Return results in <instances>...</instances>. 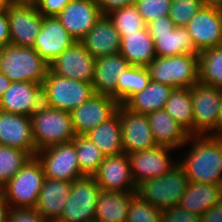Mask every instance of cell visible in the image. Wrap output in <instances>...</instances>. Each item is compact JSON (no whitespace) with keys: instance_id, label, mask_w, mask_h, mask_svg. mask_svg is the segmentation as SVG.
<instances>
[{"instance_id":"obj_35","label":"cell","mask_w":222,"mask_h":222,"mask_svg":"<svg viewBox=\"0 0 222 222\" xmlns=\"http://www.w3.org/2000/svg\"><path fill=\"white\" fill-rule=\"evenodd\" d=\"M71 142L75 145L81 174L83 176H93L105 156L85 135H77Z\"/></svg>"},{"instance_id":"obj_5","label":"cell","mask_w":222,"mask_h":222,"mask_svg":"<svg viewBox=\"0 0 222 222\" xmlns=\"http://www.w3.org/2000/svg\"><path fill=\"white\" fill-rule=\"evenodd\" d=\"M45 174L41 162L37 157H31L21 170L11 178L2 188L11 209L35 208Z\"/></svg>"},{"instance_id":"obj_41","label":"cell","mask_w":222,"mask_h":222,"mask_svg":"<svg viewBox=\"0 0 222 222\" xmlns=\"http://www.w3.org/2000/svg\"><path fill=\"white\" fill-rule=\"evenodd\" d=\"M162 222H201V216L176 205L162 210Z\"/></svg>"},{"instance_id":"obj_27","label":"cell","mask_w":222,"mask_h":222,"mask_svg":"<svg viewBox=\"0 0 222 222\" xmlns=\"http://www.w3.org/2000/svg\"><path fill=\"white\" fill-rule=\"evenodd\" d=\"M136 192L101 191L95 209V222H126Z\"/></svg>"},{"instance_id":"obj_31","label":"cell","mask_w":222,"mask_h":222,"mask_svg":"<svg viewBox=\"0 0 222 222\" xmlns=\"http://www.w3.org/2000/svg\"><path fill=\"white\" fill-rule=\"evenodd\" d=\"M154 41L156 57H169L182 54H197L190 33L184 26L164 34H150Z\"/></svg>"},{"instance_id":"obj_2","label":"cell","mask_w":222,"mask_h":222,"mask_svg":"<svg viewBox=\"0 0 222 222\" xmlns=\"http://www.w3.org/2000/svg\"><path fill=\"white\" fill-rule=\"evenodd\" d=\"M49 71V64L33 47L8 44L0 49V72L11 82L42 84Z\"/></svg>"},{"instance_id":"obj_48","label":"cell","mask_w":222,"mask_h":222,"mask_svg":"<svg viewBox=\"0 0 222 222\" xmlns=\"http://www.w3.org/2000/svg\"><path fill=\"white\" fill-rule=\"evenodd\" d=\"M11 207L5 197L0 193V222H8Z\"/></svg>"},{"instance_id":"obj_24","label":"cell","mask_w":222,"mask_h":222,"mask_svg":"<svg viewBox=\"0 0 222 222\" xmlns=\"http://www.w3.org/2000/svg\"><path fill=\"white\" fill-rule=\"evenodd\" d=\"M129 66L126 58L120 53L96 59L92 81L94 94L111 96L117 100L118 78Z\"/></svg>"},{"instance_id":"obj_3","label":"cell","mask_w":222,"mask_h":222,"mask_svg":"<svg viewBox=\"0 0 222 222\" xmlns=\"http://www.w3.org/2000/svg\"><path fill=\"white\" fill-rule=\"evenodd\" d=\"M33 137L37 151L71 142L75 130L70 112L43 105L30 116Z\"/></svg>"},{"instance_id":"obj_30","label":"cell","mask_w":222,"mask_h":222,"mask_svg":"<svg viewBox=\"0 0 222 222\" xmlns=\"http://www.w3.org/2000/svg\"><path fill=\"white\" fill-rule=\"evenodd\" d=\"M172 90L168 85L150 81L143 91L133 94L123 105L132 112L147 115L163 110Z\"/></svg>"},{"instance_id":"obj_42","label":"cell","mask_w":222,"mask_h":222,"mask_svg":"<svg viewBox=\"0 0 222 222\" xmlns=\"http://www.w3.org/2000/svg\"><path fill=\"white\" fill-rule=\"evenodd\" d=\"M8 222H46L34 208L11 209Z\"/></svg>"},{"instance_id":"obj_18","label":"cell","mask_w":222,"mask_h":222,"mask_svg":"<svg viewBox=\"0 0 222 222\" xmlns=\"http://www.w3.org/2000/svg\"><path fill=\"white\" fill-rule=\"evenodd\" d=\"M44 105L42 84L12 82L0 98V110L31 116Z\"/></svg>"},{"instance_id":"obj_50","label":"cell","mask_w":222,"mask_h":222,"mask_svg":"<svg viewBox=\"0 0 222 222\" xmlns=\"http://www.w3.org/2000/svg\"><path fill=\"white\" fill-rule=\"evenodd\" d=\"M204 6H214L222 8V0H200Z\"/></svg>"},{"instance_id":"obj_10","label":"cell","mask_w":222,"mask_h":222,"mask_svg":"<svg viewBox=\"0 0 222 222\" xmlns=\"http://www.w3.org/2000/svg\"><path fill=\"white\" fill-rule=\"evenodd\" d=\"M36 157L43 166L45 178L73 182L83 177L72 142L37 151Z\"/></svg>"},{"instance_id":"obj_11","label":"cell","mask_w":222,"mask_h":222,"mask_svg":"<svg viewBox=\"0 0 222 222\" xmlns=\"http://www.w3.org/2000/svg\"><path fill=\"white\" fill-rule=\"evenodd\" d=\"M196 53L222 46V8L203 6L185 26Z\"/></svg>"},{"instance_id":"obj_16","label":"cell","mask_w":222,"mask_h":222,"mask_svg":"<svg viewBox=\"0 0 222 222\" xmlns=\"http://www.w3.org/2000/svg\"><path fill=\"white\" fill-rule=\"evenodd\" d=\"M96 59L76 41L49 64V69L62 77L92 83Z\"/></svg>"},{"instance_id":"obj_20","label":"cell","mask_w":222,"mask_h":222,"mask_svg":"<svg viewBox=\"0 0 222 222\" xmlns=\"http://www.w3.org/2000/svg\"><path fill=\"white\" fill-rule=\"evenodd\" d=\"M75 42L76 40L61 25L57 16H45L33 48L50 64Z\"/></svg>"},{"instance_id":"obj_45","label":"cell","mask_w":222,"mask_h":222,"mask_svg":"<svg viewBox=\"0 0 222 222\" xmlns=\"http://www.w3.org/2000/svg\"><path fill=\"white\" fill-rule=\"evenodd\" d=\"M101 14L107 15L112 10L122 8L126 5L135 4L136 0H97Z\"/></svg>"},{"instance_id":"obj_4","label":"cell","mask_w":222,"mask_h":222,"mask_svg":"<svg viewBox=\"0 0 222 222\" xmlns=\"http://www.w3.org/2000/svg\"><path fill=\"white\" fill-rule=\"evenodd\" d=\"M188 183L182 166L177 163L165 175L141 182L136 194L155 208L165 210L180 203Z\"/></svg>"},{"instance_id":"obj_28","label":"cell","mask_w":222,"mask_h":222,"mask_svg":"<svg viewBox=\"0 0 222 222\" xmlns=\"http://www.w3.org/2000/svg\"><path fill=\"white\" fill-rule=\"evenodd\" d=\"M222 199V186L189 181L178 204L184 210L202 216Z\"/></svg>"},{"instance_id":"obj_14","label":"cell","mask_w":222,"mask_h":222,"mask_svg":"<svg viewBox=\"0 0 222 222\" xmlns=\"http://www.w3.org/2000/svg\"><path fill=\"white\" fill-rule=\"evenodd\" d=\"M118 106V101L111 96L92 95L70 112L76 136L85 135L107 121L117 112Z\"/></svg>"},{"instance_id":"obj_40","label":"cell","mask_w":222,"mask_h":222,"mask_svg":"<svg viewBox=\"0 0 222 222\" xmlns=\"http://www.w3.org/2000/svg\"><path fill=\"white\" fill-rule=\"evenodd\" d=\"M172 0H136L135 5L145 24L169 16Z\"/></svg>"},{"instance_id":"obj_53","label":"cell","mask_w":222,"mask_h":222,"mask_svg":"<svg viewBox=\"0 0 222 222\" xmlns=\"http://www.w3.org/2000/svg\"><path fill=\"white\" fill-rule=\"evenodd\" d=\"M11 0H0V14L6 13Z\"/></svg>"},{"instance_id":"obj_36","label":"cell","mask_w":222,"mask_h":222,"mask_svg":"<svg viewBox=\"0 0 222 222\" xmlns=\"http://www.w3.org/2000/svg\"><path fill=\"white\" fill-rule=\"evenodd\" d=\"M107 16L112 21L121 38L125 34H132L147 27L135 4L112 10Z\"/></svg>"},{"instance_id":"obj_39","label":"cell","mask_w":222,"mask_h":222,"mask_svg":"<svg viewBox=\"0 0 222 222\" xmlns=\"http://www.w3.org/2000/svg\"><path fill=\"white\" fill-rule=\"evenodd\" d=\"M203 6L200 0H172L169 18L175 26L185 27Z\"/></svg>"},{"instance_id":"obj_43","label":"cell","mask_w":222,"mask_h":222,"mask_svg":"<svg viewBox=\"0 0 222 222\" xmlns=\"http://www.w3.org/2000/svg\"><path fill=\"white\" fill-rule=\"evenodd\" d=\"M71 1L73 0H40L36 7L44 17L57 16Z\"/></svg>"},{"instance_id":"obj_32","label":"cell","mask_w":222,"mask_h":222,"mask_svg":"<svg viewBox=\"0 0 222 222\" xmlns=\"http://www.w3.org/2000/svg\"><path fill=\"white\" fill-rule=\"evenodd\" d=\"M164 109L190 135H193L194 115L191 88H173Z\"/></svg>"},{"instance_id":"obj_9","label":"cell","mask_w":222,"mask_h":222,"mask_svg":"<svg viewBox=\"0 0 222 222\" xmlns=\"http://www.w3.org/2000/svg\"><path fill=\"white\" fill-rule=\"evenodd\" d=\"M101 189L93 176H83L71 184L70 197L58 222H95Z\"/></svg>"},{"instance_id":"obj_33","label":"cell","mask_w":222,"mask_h":222,"mask_svg":"<svg viewBox=\"0 0 222 222\" xmlns=\"http://www.w3.org/2000/svg\"><path fill=\"white\" fill-rule=\"evenodd\" d=\"M198 81L222 89V46L198 53Z\"/></svg>"},{"instance_id":"obj_6","label":"cell","mask_w":222,"mask_h":222,"mask_svg":"<svg viewBox=\"0 0 222 222\" xmlns=\"http://www.w3.org/2000/svg\"><path fill=\"white\" fill-rule=\"evenodd\" d=\"M151 81L172 88H191L198 81V54L156 57L146 67Z\"/></svg>"},{"instance_id":"obj_38","label":"cell","mask_w":222,"mask_h":222,"mask_svg":"<svg viewBox=\"0 0 222 222\" xmlns=\"http://www.w3.org/2000/svg\"><path fill=\"white\" fill-rule=\"evenodd\" d=\"M126 222H162V210L135 194L131 199Z\"/></svg>"},{"instance_id":"obj_44","label":"cell","mask_w":222,"mask_h":222,"mask_svg":"<svg viewBox=\"0 0 222 222\" xmlns=\"http://www.w3.org/2000/svg\"><path fill=\"white\" fill-rule=\"evenodd\" d=\"M146 26L149 34L169 33L176 27L169 16H162L155 21L149 22Z\"/></svg>"},{"instance_id":"obj_21","label":"cell","mask_w":222,"mask_h":222,"mask_svg":"<svg viewBox=\"0 0 222 222\" xmlns=\"http://www.w3.org/2000/svg\"><path fill=\"white\" fill-rule=\"evenodd\" d=\"M0 145L20 149L35 157L30 116L0 110Z\"/></svg>"},{"instance_id":"obj_29","label":"cell","mask_w":222,"mask_h":222,"mask_svg":"<svg viewBox=\"0 0 222 222\" xmlns=\"http://www.w3.org/2000/svg\"><path fill=\"white\" fill-rule=\"evenodd\" d=\"M104 156H115L124 153L122 147L121 120L116 112L107 121L85 134Z\"/></svg>"},{"instance_id":"obj_37","label":"cell","mask_w":222,"mask_h":222,"mask_svg":"<svg viewBox=\"0 0 222 222\" xmlns=\"http://www.w3.org/2000/svg\"><path fill=\"white\" fill-rule=\"evenodd\" d=\"M31 156L17 148L0 145V189L13 178Z\"/></svg>"},{"instance_id":"obj_34","label":"cell","mask_w":222,"mask_h":222,"mask_svg":"<svg viewBox=\"0 0 222 222\" xmlns=\"http://www.w3.org/2000/svg\"><path fill=\"white\" fill-rule=\"evenodd\" d=\"M151 79L148 69L130 65L117 81V101L124 104L133 94L143 91Z\"/></svg>"},{"instance_id":"obj_26","label":"cell","mask_w":222,"mask_h":222,"mask_svg":"<svg viewBox=\"0 0 222 222\" xmlns=\"http://www.w3.org/2000/svg\"><path fill=\"white\" fill-rule=\"evenodd\" d=\"M120 54L133 66L147 67L154 58V41L146 27L121 38Z\"/></svg>"},{"instance_id":"obj_1","label":"cell","mask_w":222,"mask_h":222,"mask_svg":"<svg viewBox=\"0 0 222 222\" xmlns=\"http://www.w3.org/2000/svg\"><path fill=\"white\" fill-rule=\"evenodd\" d=\"M190 142L189 152L178 159L188 180L222 186V137L190 135L187 143Z\"/></svg>"},{"instance_id":"obj_47","label":"cell","mask_w":222,"mask_h":222,"mask_svg":"<svg viewBox=\"0 0 222 222\" xmlns=\"http://www.w3.org/2000/svg\"><path fill=\"white\" fill-rule=\"evenodd\" d=\"M10 44V29L7 12L0 14V49Z\"/></svg>"},{"instance_id":"obj_19","label":"cell","mask_w":222,"mask_h":222,"mask_svg":"<svg viewBox=\"0 0 222 222\" xmlns=\"http://www.w3.org/2000/svg\"><path fill=\"white\" fill-rule=\"evenodd\" d=\"M97 0H73L57 15L61 25L80 41L101 17Z\"/></svg>"},{"instance_id":"obj_15","label":"cell","mask_w":222,"mask_h":222,"mask_svg":"<svg viewBox=\"0 0 222 222\" xmlns=\"http://www.w3.org/2000/svg\"><path fill=\"white\" fill-rule=\"evenodd\" d=\"M122 147L124 153L143 151L158 146L154 140L146 114L135 113L119 104Z\"/></svg>"},{"instance_id":"obj_49","label":"cell","mask_w":222,"mask_h":222,"mask_svg":"<svg viewBox=\"0 0 222 222\" xmlns=\"http://www.w3.org/2000/svg\"><path fill=\"white\" fill-rule=\"evenodd\" d=\"M11 81L0 72V98L3 96L4 92L10 87Z\"/></svg>"},{"instance_id":"obj_17","label":"cell","mask_w":222,"mask_h":222,"mask_svg":"<svg viewBox=\"0 0 222 222\" xmlns=\"http://www.w3.org/2000/svg\"><path fill=\"white\" fill-rule=\"evenodd\" d=\"M93 178L101 191L137 192L126 153L105 156Z\"/></svg>"},{"instance_id":"obj_52","label":"cell","mask_w":222,"mask_h":222,"mask_svg":"<svg viewBox=\"0 0 222 222\" xmlns=\"http://www.w3.org/2000/svg\"><path fill=\"white\" fill-rule=\"evenodd\" d=\"M40 0H11V2H14L16 4L21 5H33L36 6L39 3Z\"/></svg>"},{"instance_id":"obj_7","label":"cell","mask_w":222,"mask_h":222,"mask_svg":"<svg viewBox=\"0 0 222 222\" xmlns=\"http://www.w3.org/2000/svg\"><path fill=\"white\" fill-rule=\"evenodd\" d=\"M42 87L44 105L68 112L94 95L92 83L62 77L50 69Z\"/></svg>"},{"instance_id":"obj_12","label":"cell","mask_w":222,"mask_h":222,"mask_svg":"<svg viewBox=\"0 0 222 222\" xmlns=\"http://www.w3.org/2000/svg\"><path fill=\"white\" fill-rule=\"evenodd\" d=\"M170 151L174 149L165 146H156L152 149L127 153L132 179L136 186L148 179L165 175L178 160L171 158Z\"/></svg>"},{"instance_id":"obj_23","label":"cell","mask_w":222,"mask_h":222,"mask_svg":"<svg viewBox=\"0 0 222 222\" xmlns=\"http://www.w3.org/2000/svg\"><path fill=\"white\" fill-rule=\"evenodd\" d=\"M72 182L45 178L35 210L46 222H58L70 197Z\"/></svg>"},{"instance_id":"obj_8","label":"cell","mask_w":222,"mask_h":222,"mask_svg":"<svg viewBox=\"0 0 222 222\" xmlns=\"http://www.w3.org/2000/svg\"><path fill=\"white\" fill-rule=\"evenodd\" d=\"M193 102V135L217 136L222 89L197 83L191 87Z\"/></svg>"},{"instance_id":"obj_51","label":"cell","mask_w":222,"mask_h":222,"mask_svg":"<svg viewBox=\"0 0 222 222\" xmlns=\"http://www.w3.org/2000/svg\"><path fill=\"white\" fill-rule=\"evenodd\" d=\"M217 137H222V103H221L219 116H218Z\"/></svg>"},{"instance_id":"obj_13","label":"cell","mask_w":222,"mask_h":222,"mask_svg":"<svg viewBox=\"0 0 222 222\" xmlns=\"http://www.w3.org/2000/svg\"><path fill=\"white\" fill-rule=\"evenodd\" d=\"M9 19L10 44L21 47H33L42 27L44 16L33 5H21L11 2L7 8Z\"/></svg>"},{"instance_id":"obj_46","label":"cell","mask_w":222,"mask_h":222,"mask_svg":"<svg viewBox=\"0 0 222 222\" xmlns=\"http://www.w3.org/2000/svg\"><path fill=\"white\" fill-rule=\"evenodd\" d=\"M201 222H222V199L201 216Z\"/></svg>"},{"instance_id":"obj_22","label":"cell","mask_w":222,"mask_h":222,"mask_svg":"<svg viewBox=\"0 0 222 222\" xmlns=\"http://www.w3.org/2000/svg\"><path fill=\"white\" fill-rule=\"evenodd\" d=\"M95 59L120 52L121 37L107 15H101L90 31L79 41Z\"/></svg>"},{"instance_id":"obj_25","label":"cell","mask_w":222,"mask_h":222,"mask_svg":"<svg viewBox=\"0 0 222 222\" xmlns=\"http://www.w3.org/2000/svg\"><path fill=\"white\" fill-rule=\"evenodd\" d=\"M154 140L158 146L174 150L185 147L190 134L165 109L147 114Z\"/></svg>"}]
</instances>
